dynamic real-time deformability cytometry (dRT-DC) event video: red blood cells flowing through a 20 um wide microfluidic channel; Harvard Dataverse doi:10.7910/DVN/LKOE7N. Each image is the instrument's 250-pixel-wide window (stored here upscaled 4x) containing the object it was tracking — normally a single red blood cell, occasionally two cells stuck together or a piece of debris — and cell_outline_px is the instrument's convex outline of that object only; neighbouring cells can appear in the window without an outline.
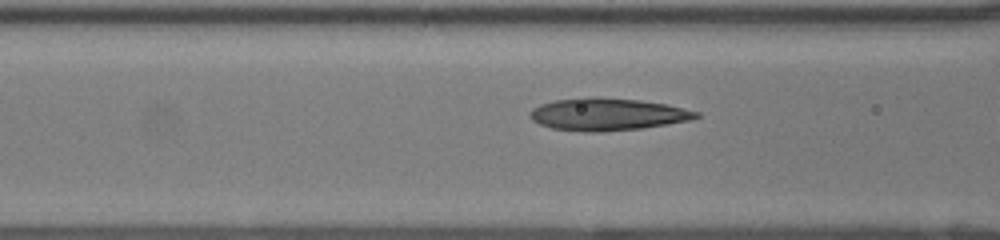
{"species": "human", "species_latin": "Homo sapiens", "temperature_condition": "room temperature", "stored_images_in_passage": 30, "camera_frame_rate_fps": 3000, "um_per_image_px": 0.085, "donor": {"sex": "female"}, "frame": {"image": 1, "passage_image": 11, "time_ms": 3.333, "image_size_px": [1000, 240], "cell_outline_px": [[700, 116], [692, 120], [644, 128], [600, 132], [584, 132], [552, 128], [540, 124], [532, 120], [528, 116], [528, 112], [532, 108], [540, 104], [556, 100], [584, 96], [596, 96], [640, 100], [664, 104], [700, 112]], "centroid_in_image_um": [51.6, 9.71], "position_along_channel_um": 115.0, "area_um2": 31.67}}
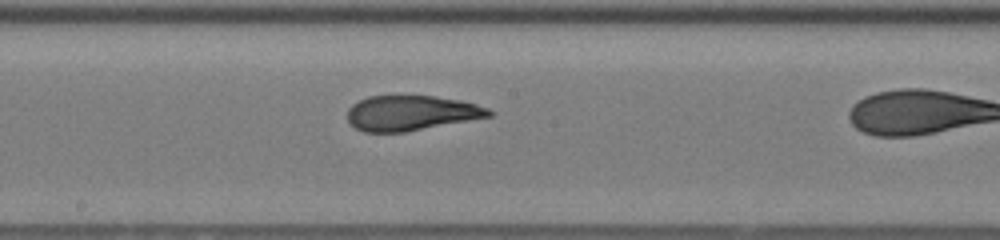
{"frame": {"image": 2, "passage_image": 18, "time_ms": 5.667, "image_size_px": [1000, 240], "cell_outline_px": [[496, 112], [492, 116], [404, 132], [364, 132], [356, 128], [348, 120], [348, 108], [352, 104], [368, 96], [436, 96], [460, 100], [476, 104], [488, 108]], "centroid_in_image_um": [34.97, 9.6], "position_along_channel_um": 213.2, "area_um2": 28.84}}
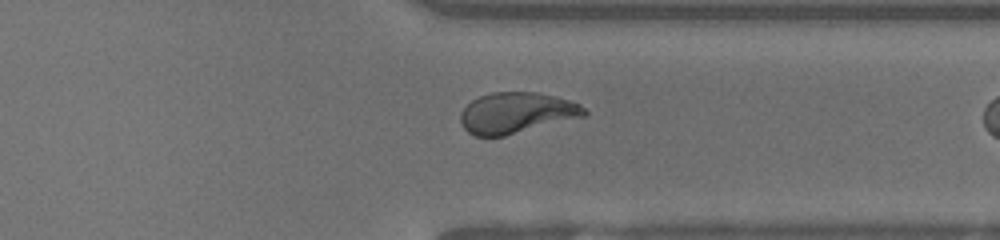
{"frame": {"image": 3, "passage_image": 29, "time_ms": 9.333, "image_size_px": [1000, 240], "cell_outline_px": [[588, 112], [584, 116], [504, 136], [476, 136], [468, 132], [464, 128], [460, 120], [460, 112], [472, 100], [480, 96], [492, 92], [536, 92], [556, 96], [580, 104]], "centroid_in_image_um": [43.88, 9.59], "position_along_channel_um": 367.5, "area_um2": 29.3}}